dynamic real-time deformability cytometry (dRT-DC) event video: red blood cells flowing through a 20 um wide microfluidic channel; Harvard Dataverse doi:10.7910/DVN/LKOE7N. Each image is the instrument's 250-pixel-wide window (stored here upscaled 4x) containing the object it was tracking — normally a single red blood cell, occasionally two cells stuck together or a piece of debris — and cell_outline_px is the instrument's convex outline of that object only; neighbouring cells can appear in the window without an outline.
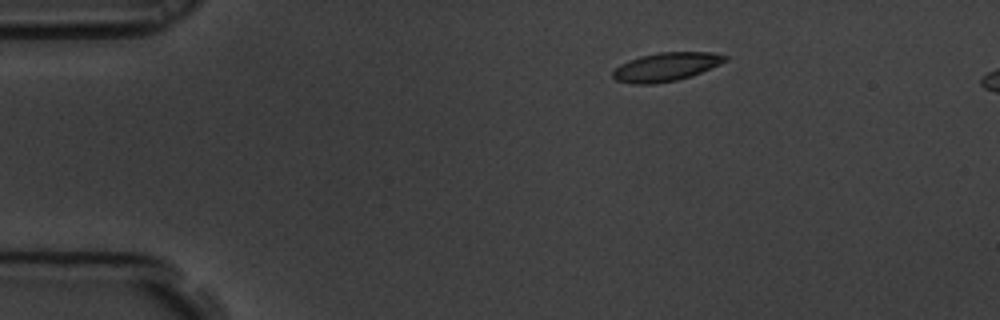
{"species": "common noctule bat (a hibernating species)", "species_latin": "Nyctalus noctula", "temperature_condition": "room temperature", "stored_images_in_passage": 51, "segment_of_instrument_passage": [1, 2], "camera_frame_rate_fps": 3000, "um_per_image_px": 0.085, "animal": {"sex": "male", "body_mass_g": 19.5, "forearm_length_mm": 54.6}, "frame": {"image": 1, "passage_image": 1, "time_ms": 0.0, "image_size_px": [1000, 320], "cell_outline_px": [[728, 60], [720, 64], [692, 76], [676, 80], [656, 84], [632, 84], [616, 80], [612, 76], [612, 72], [620, 64], [628, 60], [640, 56], [660, 52], [712, 52], [728, 56]], "centroid_in_image_um": [56.61, 5.68], "position_along_channel_um": 28.4, "area_um2": 18.79}}
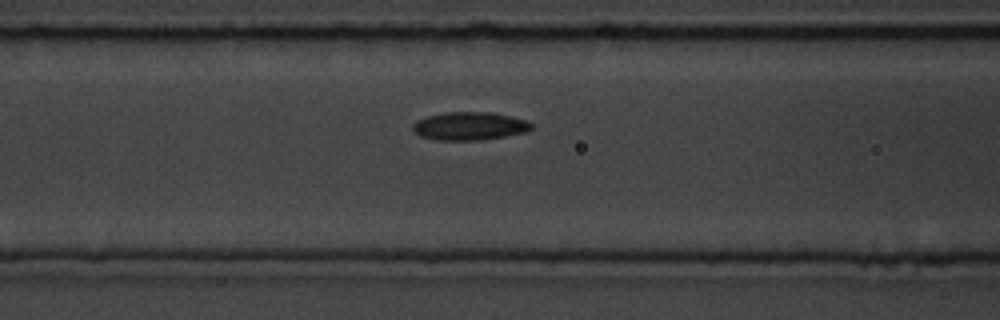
{"frame": {"image": 2, "passage_image": 15, "time_ms": 4.667, "image_size_px": [1000, 320], "cell_outline_px": [[532, 128], [524, 132], [504, 136], [480, 140], [436, 140], [420, 136], [412, 132], [412, 124], [416, 120], [428, 116], [444, 112], [492, 112], [524, 120], [532, 124]], "centroid_in_image_um": [39.83, 10.71], "position_along_channel_um": 126.8, "area_um2": 19.36}}
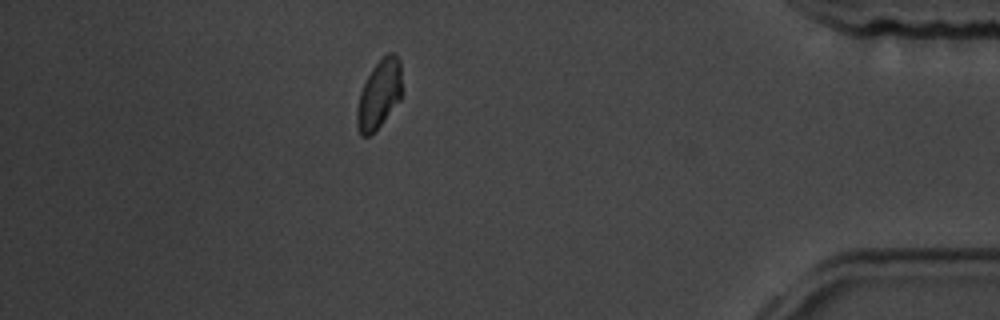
{"frame": {"image": 3, "passage_image": 43, "time_ms": 14.0, "image_size_px": [1000, 320], "cell_outline_px": [[400, 100], [380, 124], [368, 136], [360, 136], [356, 124], [356, 108], [360, 92], [372, 68], [388, 52], [392, 52], [400, 60]], "centroid_in_image_um": [32.19, 8.02], "position_along_channel_um": 403.0, "area_um2": 17.57}}